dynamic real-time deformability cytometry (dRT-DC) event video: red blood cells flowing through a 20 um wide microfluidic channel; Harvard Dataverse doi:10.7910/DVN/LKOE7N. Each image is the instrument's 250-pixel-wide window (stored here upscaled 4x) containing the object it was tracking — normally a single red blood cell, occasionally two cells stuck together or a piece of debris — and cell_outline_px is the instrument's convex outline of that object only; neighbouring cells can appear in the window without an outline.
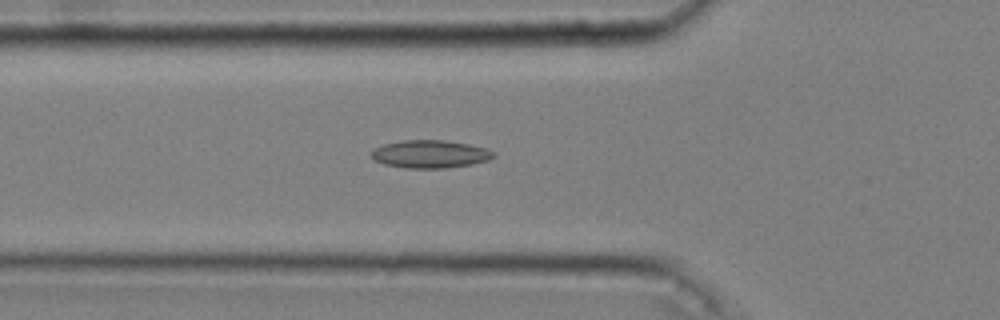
{"species": "common noctule bat (a hibernating species)", "species_latin": "Nyctalus noctula", "temperature_condition": "cold", "stored_images_in_passage": 24, "camera_frame_rate_fps": 3000, "um_per_image_px": 0.085, "animal": {"sex": "male", "body_mass_g": 20.4}, "frame": {"image": 1, "passage_image": 16, "time_ms": 5.0, "image_size_px": [1000, 320], "cell_outline_px": [[496, 156], [488, 160], [472, 164], [444, 168], [404, 168], [384, 164], [376, 160], [372, 156], [372, 152], [376, 148], [384, 144], [404, 140], [444, 140], [468, 144], [488, 148], [496, 152]], "centroid_in_image_um": [36.62, 13.09], "position_along_channel_um": 89.2, "area_um2": 19.77}}
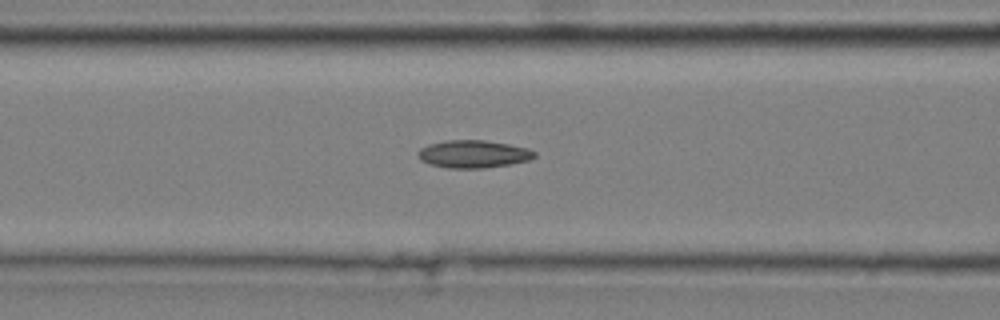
{"frame": {"image": 2, "passage_image": 19, "time_ms": 6.0, "image_size_px": [1000, 320], "cell_outline_px": [[536, 156], [532, 160], [484, 168], [448, 168], [428, 164], [420, 160], [416, 152], [420, 148], [428, 144], [444, 140], [484, 140], [508, 144], [528, 148], [536, 152]], "centroid_in_image_um": [40.21, 13.09], "position_along_channel_um": 126.4, "area_um2": 18.96}}
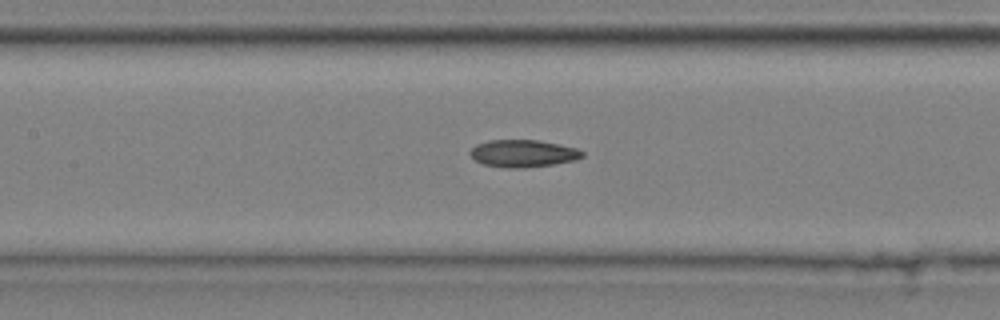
{"frame": {"image": 3, "passage_image": 22, "time_ms": 7.0, "image_size_px": [1000, 320], "cell_outline_px": [[584, 156], [576, 160], [552, 164], [524, 168], [504, 168], [484, 164], [476, 160], [468, 152], [476, 144], [488, 140], [536, 140], [576, 148], [584, 152]], "centroid_in_image_um": [44.44, 13.04], "position_along_channel_um": 163.0, "area_um2": 17.74}}